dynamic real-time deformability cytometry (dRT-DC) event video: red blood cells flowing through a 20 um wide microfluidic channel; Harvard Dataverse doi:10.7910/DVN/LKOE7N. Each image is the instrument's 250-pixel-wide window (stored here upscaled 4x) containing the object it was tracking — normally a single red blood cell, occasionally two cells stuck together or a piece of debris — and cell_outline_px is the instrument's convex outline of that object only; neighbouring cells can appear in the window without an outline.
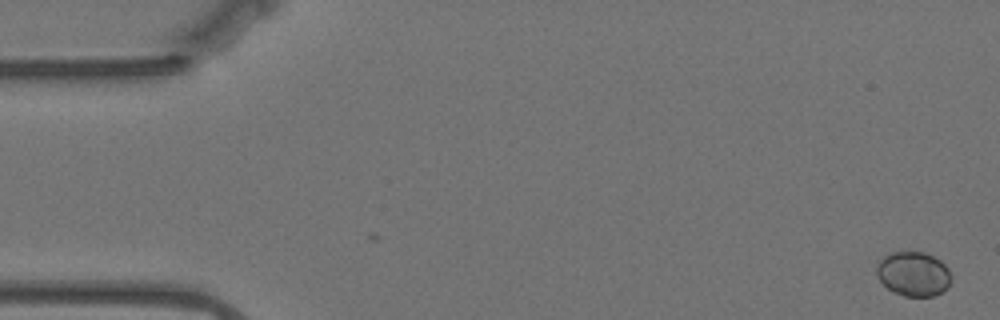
{"species": "Egyptian fruit bat (a non-hibernating species)", "species_latin": "Rousettus aegyptiacus", "temperature_condition": "warm", "stored_images_in_passage": 13, "camera_frame_rate_fps": 3000, "um_per_image_px": 0.085, "animal": {"sex": "female"}, "frame": {"image": 1, "passage_image": 1, "time_ms": 0.0, "image_size_px": [1000, 320], "cell_outline_px": [[952, 280], [948, 288], [944, 292], [932, 296], [904, 296], [888, 288], [876, 276], [876, 268], [880, 260], [884, 256], [892, 252], [924, 252], [940, 260], [948, 268], [952, 276]], "centroid_in_image_um": [77.67, 23.29], "position_along_channel_um": 7.3, "area_um2": 19.42}}